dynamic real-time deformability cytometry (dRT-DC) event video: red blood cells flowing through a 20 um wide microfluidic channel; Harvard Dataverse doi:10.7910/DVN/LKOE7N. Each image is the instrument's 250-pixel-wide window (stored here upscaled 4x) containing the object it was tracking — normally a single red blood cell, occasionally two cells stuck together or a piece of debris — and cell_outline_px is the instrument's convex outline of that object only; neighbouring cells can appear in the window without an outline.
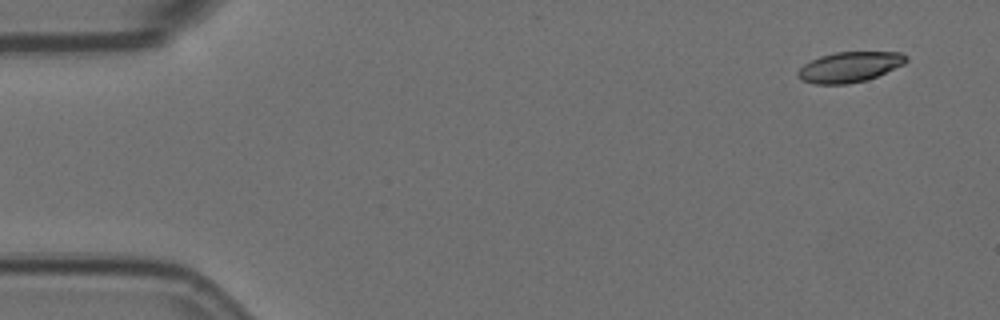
{"species": "Egyptian fruit bat (a non-hibernating species)", "species_latin": "Rousettus aegyptiacus", "temperature_condition": "room temperature", "stored_images_in_passage": 5, "camera_frame_rate_fps": 3000, "um_per_image_px": 0.085, "animal": {"sex": "female"}, "frame": {"image": 1, "passage_image": 1, "time_ms": 0.0, "image_size_px": [1000, 320], "cell_outline_px": [[908, 60], [904, 64], [868, 80], [848, 84], [816, 84], [800, 80], [796, 76], [796, 72], [804, 64], [820, 56], [836, 52], [900, 52], [908, 56]], "centroid_in_image_um": [72.2, 5.7], "position_along_channel_um": 12.8, "area_um2": 19.25}}
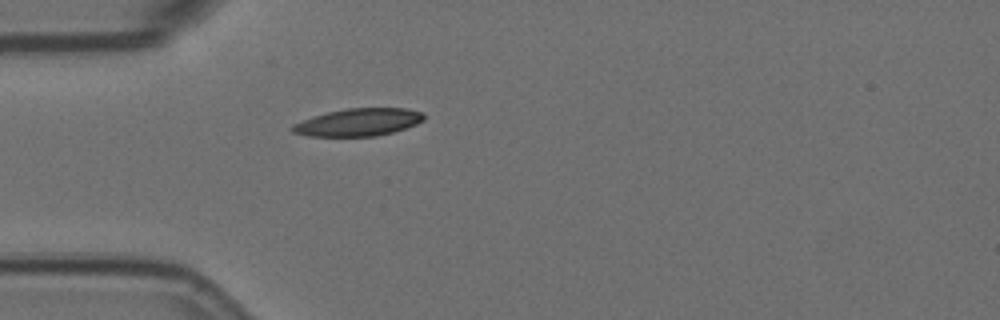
{"frame": {"image": 2, "passage_image": 5, "time_ms": 1.333, "image_size_px": [1000, 320], "cell_outline_px": [[424, 120], [416, 124], [392, 132], [376, 136], [308, 136], [292, 132], [288, 128], [292, 124], [312, 116], [328, 112], [348, 108], [408, 108], [424, 112]], "centroid_in_image_um": [30.44, 10.38], "position_along_channel_um": 54.6, "area_um2": 21.21}}